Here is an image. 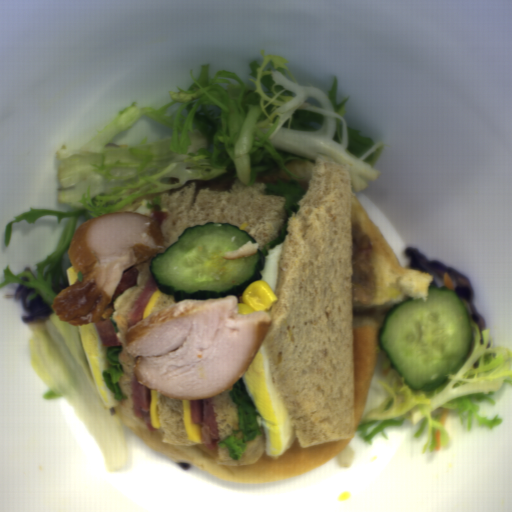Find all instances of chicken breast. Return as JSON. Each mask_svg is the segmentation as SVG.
<instances>
[{
	"mask_svg": "<svg viewBox=\"0 0 512 512\" xmlns=\"http://www.w3.org/2000/svg\"><path fill=\"white\" fill-rule=\"evenodd\" d=\"M271 324L269 311L240 314L238 296L184 299L123 332L118 366L162 396L212 399L242 379Z\"/></svg>",
	"mask_w": 512,
	"mask_h": 512,
	"instance_id": "1",
	"label": "chicken breast"
},
{
	"mask_svg": "<svg viewBox=\"0 0 512 512\" xmlns=\"http://www.w3.org/2000/svg\"><path fill=\"white\" fill-rule=\"evenodd\" d=\"M167 248L162 223L155 218L123 211L84 221L66 251L76 279L53 300L54 316L75 327L109 319L123 272Z\"/></svg>",
	"mask_w": 512,
	"mask_h": 512,
	"instance_id": "2",
	"label": "chicken breast"
}]
</instances>
